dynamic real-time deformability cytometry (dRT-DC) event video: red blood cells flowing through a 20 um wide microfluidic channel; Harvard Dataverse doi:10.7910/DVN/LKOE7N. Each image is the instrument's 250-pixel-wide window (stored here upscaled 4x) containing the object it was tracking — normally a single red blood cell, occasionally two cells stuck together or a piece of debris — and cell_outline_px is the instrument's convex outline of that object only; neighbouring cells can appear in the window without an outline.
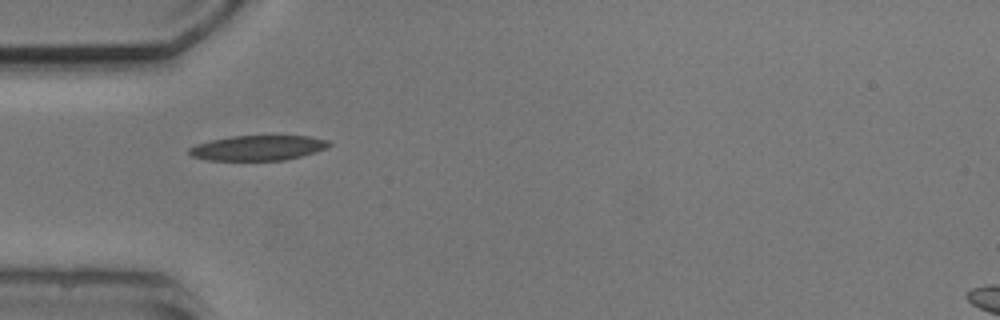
{"species": "common noctule bat (a hibernating species)", "species_latin": "Nyctalus noctula", "temperature_condition": "cold", "stored_images_in_passage": 3, "camera_frame_rate_fps": 3000, "um_per_image_px": 0.085, "animal": {"sex": "male", "body_mass_g": 20.5, "forearm_length_mm": 52.5}, "frame": {"image": 1, "passage_image": 3, "time_ms": 3.667, "image_size_px": [1000, 320], "cell_outline_px": [[332, 144], [328, 148], [316, 152], [284, 160], [208, 160], [192, 156], [188, 152], [188, 148], [196, 144], [212, 140], [232, 136], [312, 136], [328, 140]], "centroid_in_image_um": [21.96, 12.57], "position_along_channel_um": 63.0, "area_um2": 20.4}}